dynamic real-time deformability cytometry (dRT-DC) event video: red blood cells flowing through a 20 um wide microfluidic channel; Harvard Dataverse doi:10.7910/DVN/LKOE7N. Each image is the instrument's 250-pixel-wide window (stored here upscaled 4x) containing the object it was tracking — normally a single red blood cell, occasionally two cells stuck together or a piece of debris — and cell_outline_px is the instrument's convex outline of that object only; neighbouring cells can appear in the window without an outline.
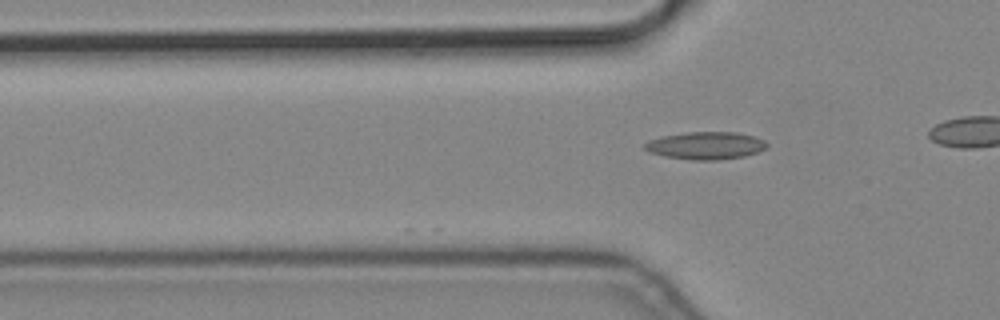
{"species": "common noctule bat (a hibernating species)", "species_latin": "Nyctalus noctula", "temperature_condition": "cold", "stored_images_in_passage": 8, "camera_frame_rate_fps": 3000, "um_per_image_px": 0.085, "animal": {"sex": "male", "body_mass_g": 19.2, "forearm_length_mm": 51.8}, "frame": {"image": 1, "passage_image": 5, "time_ms": 1.333, "image_size_px": [1000, 320], "cell_outline_px": [[768, 144], [764, 148], [756, 152], [744, 156], [720, 160], [688, 160], [664, 156], [648, 152], [644, 148], [644, 144], [648, 140], [660, 136], [688, 132], [736, 132], [756, 136], [764, 140]], "centroid_in_image_um": [59.95, 12.37], "position_along_channel_um": 65.9, "area_um2": 19.77}}
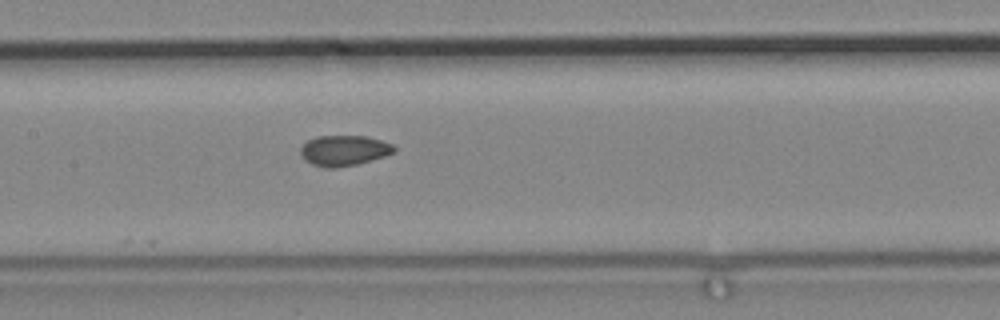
{"frame": {"image": 2, "passage_image": 8, "time_ms": 2.333, "image_size_px": [1000, 320], "cell_outline_px": [[396, 152], [384, 156], [356, 164], [336, 168], [328, 168], [312, 164], [304, 160], [300, 152], [300, 148], [308, 140], [320, 136], [368, 136], [392, 144], [396, 148]], "centroid_in_image_um": [29.24, 12.79], "position_along_channel_um": 178.2, "area_um2": 16.53}}